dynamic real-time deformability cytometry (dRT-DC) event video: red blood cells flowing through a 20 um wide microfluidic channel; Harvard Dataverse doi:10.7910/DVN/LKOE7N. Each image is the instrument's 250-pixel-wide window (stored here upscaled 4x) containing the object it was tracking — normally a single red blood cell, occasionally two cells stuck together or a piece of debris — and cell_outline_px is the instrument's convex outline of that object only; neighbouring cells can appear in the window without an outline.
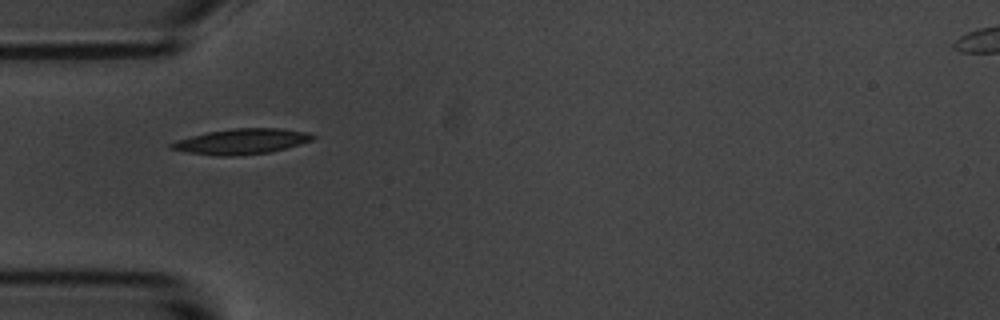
{"species": "common noctule bat (a hibernating species)", "species_latin": "Nyctalus noctula", "temperature_condition": "room temperature", "stored_images_in_passage": 2, "camera_frame_rate_fps": 3000, "um_per_image_px": 0.085, "animal": {"sex": "male", "body_mass_g": 20.1, "forearm_length_mm": 53.5}, "frame": {"image": 1, "passage_image": 1, "time_ms": 0.0, "image_size_px": [1000, 320], "cell_outline_px": [[316, 136], [312, 140], [300, 144], [272, 152], [232, 156], [216, 156], [184, 152], [168, 148], [168, 144], [176, 140], [208, 132], [232, 128], [280, 128], [308, 132]], "centroid_in_image_um": [20.51, 12.03], "position_along_channel_um": 64.5, "area_um2": 21.1}}
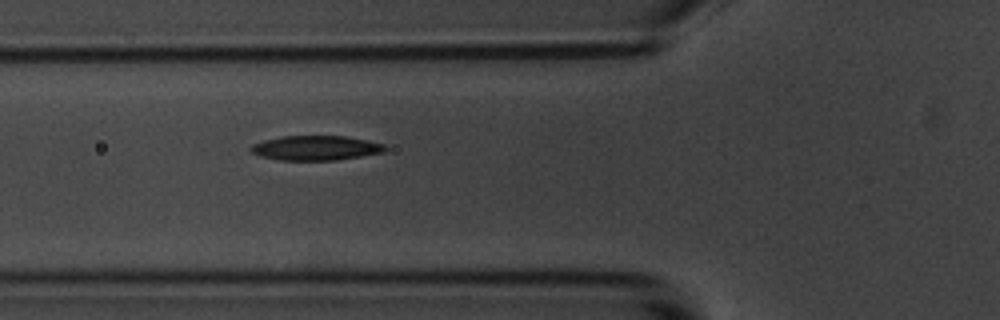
{"frame": {"image": 2, "passage_image": 2, "time_ms": 1.0, "image_size_px": [1000, 320], "cell_outline_px": [[388, 148], [384, 152], [336, 160], [280, 160], [260, 156], [252, 152], [248, 148], [252, 144], [264, 140], [280, 136], [344, 136], [368, 140], [384, 144]], "centroid_in_image_um": [26.83, 12.57], "position_along_channel_um": 99.0, "area_um2": 19.31}}